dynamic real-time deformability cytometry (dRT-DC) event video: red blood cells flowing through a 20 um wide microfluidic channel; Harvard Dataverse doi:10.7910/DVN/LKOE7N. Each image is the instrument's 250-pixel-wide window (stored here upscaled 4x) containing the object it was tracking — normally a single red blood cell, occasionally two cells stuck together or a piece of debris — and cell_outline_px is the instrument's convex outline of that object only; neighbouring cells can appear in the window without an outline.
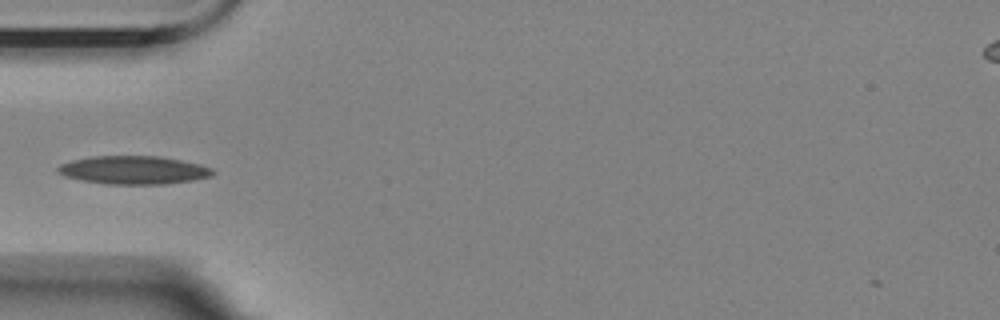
{"species": "Egyptian fruit bat (a non-hibernating species)", "species_latin": "Rousettus aegyptiacus", "temperature_condition": "room temperature", "stored_images_in_passage": 43, "camera_frame_rate_fps": 3000, "um_per_image_px": 0.085, "animal": {"sex": "female"}, "frame": {"image": 1, "passage_image": 4, "time_ms": 1.0, "image_size_px": [1000, 320], "cell_outline_px": [[216, 172], [212, 176], [192, 180], [164, 184], [104, 184], [80, 180], [64, 176], [56, 172], [56, 168], [60, 164], [72, 160], [92, 156], [160, 156], [200, 164], [212, 168]], "centroid_in_image_um": [11.33, 14.45], "position_along_channel_um": 73.7, "area_um2": 25.66}}
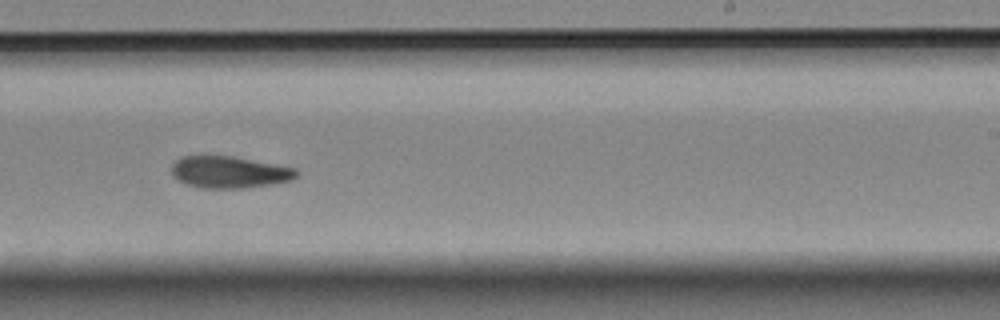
{"frame": {"image": 2, "passage_image": 21, "time_ms": 6.667, "image_size_px": [1000, 320], "cell_outline_px": [[300, 172], [292, 180], [272, 184], [244, 188], [200, 188], [184, 184], [176, 180], [172, 176], [172, 164], [180, 156], [232, 156], [296, 168]], "centroid_in_image_um": [19.47, 14.64], "position_along_channel_um": 269.5, "area_um2": 23.35}}
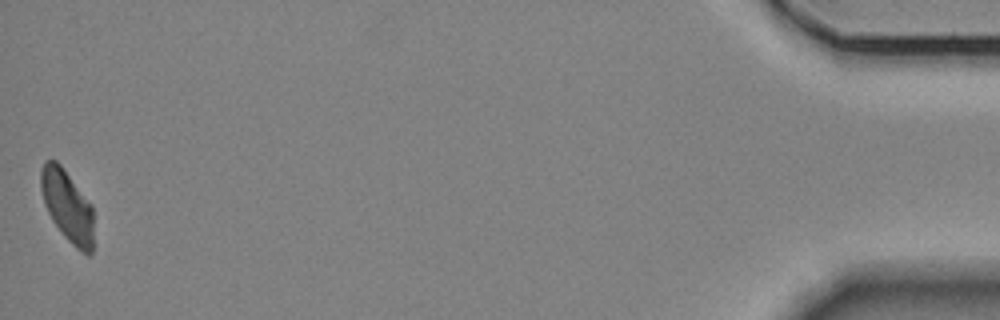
{"frame": {"image": 3, "passage_image": 43, "time_ms": 14.0, "image_size_px": [1000, 320], "cell_outline_px": [[92, 252], [88, 256], [80, 252], [64, 236], [52, 220], [44, 204], [40, 188], [40, 172], [44, 160], [56, 160], [60, 164], [92, 204]], "centroid_in_image_um": [5.7, 17.49], "position_along_channel_um": 429.5, "area_um2": 22.02}, "authors_computed_cell_mechanics": {"area_um2": 23.4668, "velocity_mm_per_s": 3.453, "shape_relaxation_time_tau1_ms": 10.1275, "shape_relaxation_time_tau2_ms": 5.5888, "deformation_change_tau1": 0.2086, "deformation_change_tau2": 0.1082}}